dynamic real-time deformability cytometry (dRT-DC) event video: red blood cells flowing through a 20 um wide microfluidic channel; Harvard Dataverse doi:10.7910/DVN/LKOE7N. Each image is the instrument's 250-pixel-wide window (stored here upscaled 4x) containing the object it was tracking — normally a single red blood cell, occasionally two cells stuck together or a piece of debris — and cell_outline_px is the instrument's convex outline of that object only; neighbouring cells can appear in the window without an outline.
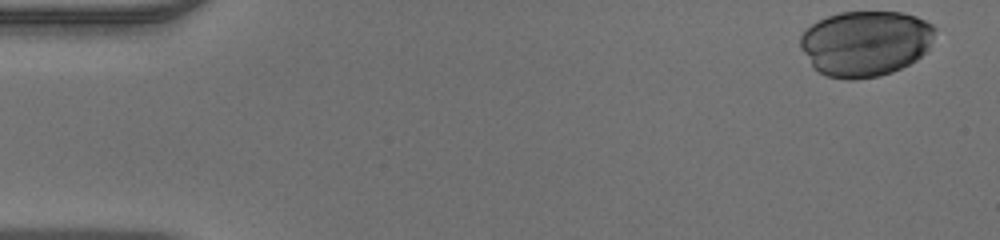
{"species": "human", "species_latin": "Homo sapiens", "temperature_condition": "warm", "stored_images_in_passage": 39, "camera_frame_rate_fps": 3000, "um_per_image_px": 0.085, "donor": {"sex": "male"}, "frame": {"image": 1, "passage_image": 1, "time_ms": 0.0, "image_size_px": [1000, 240], "cell_outline_px": [[936, 28], [928, 52], [916, 60], [892, 72], [880, 76], [852, 80], [848, 80], [828, 76], [812, 68], [800, 48], [800, 36], [812, 24], [828, 16], [840, 12], [900, 12], [916, 16], [932, 24]], "centroid_in_image_um": [73.57, 3.69], "position_along_channel_um": 11.4, "area_um2": 51.73}}
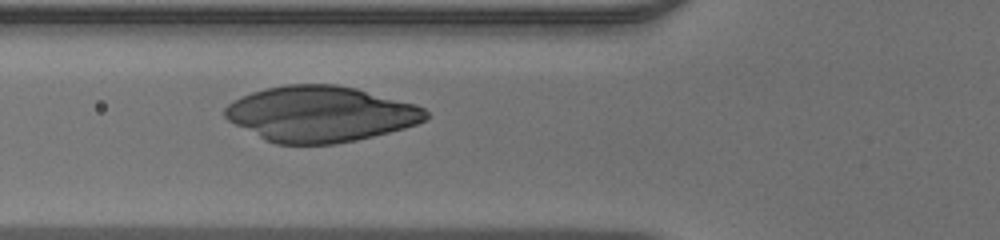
{"frame": {"image": 2, "passage_image": 17, "time_ms": 5.333, "image_size_px": [1000, 240], "cell_outline_px": [[428, 116], [424, 120], [416, 124], [404, 128], [356, 140], [336, 144], [276, 144], [264, 140], [228, 120], [224, 116], [224, 108], [232, 100], [240, 96], [252, 92], [284, 84], [336, 84], [356, 88], [416, 104], [424, 108], [428, 112]], "centroid_in_image_um": [27.22, 9.68], "position_along_channel_um": 98.6, "area_um2": 65.26}}
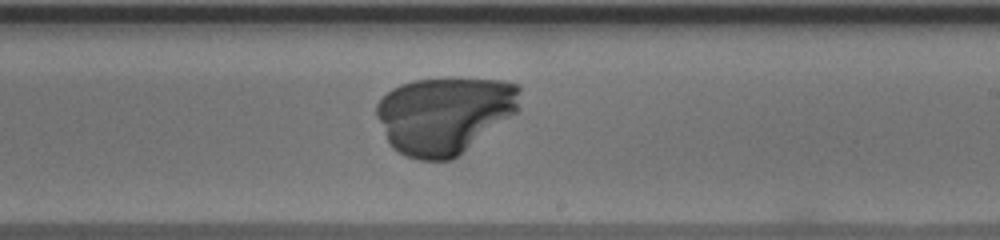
{"frame": {"image": 3, "passage_image": 28, "time_ms": 9.0, "image_size_px": [1000, 240], "cell_outline_px": [[520, 108], [516, 112], [452, 160], [420, 160], [408, 156], [392, 148], [376, 116], [376, 104], [392, 88], [400, 84], [412, 80], [504, 80], [520, 84]], "centroid_in_image_um": [37.78, 9.77], "position_along_channel_um": 251.2, "area_um2": 63.75}}